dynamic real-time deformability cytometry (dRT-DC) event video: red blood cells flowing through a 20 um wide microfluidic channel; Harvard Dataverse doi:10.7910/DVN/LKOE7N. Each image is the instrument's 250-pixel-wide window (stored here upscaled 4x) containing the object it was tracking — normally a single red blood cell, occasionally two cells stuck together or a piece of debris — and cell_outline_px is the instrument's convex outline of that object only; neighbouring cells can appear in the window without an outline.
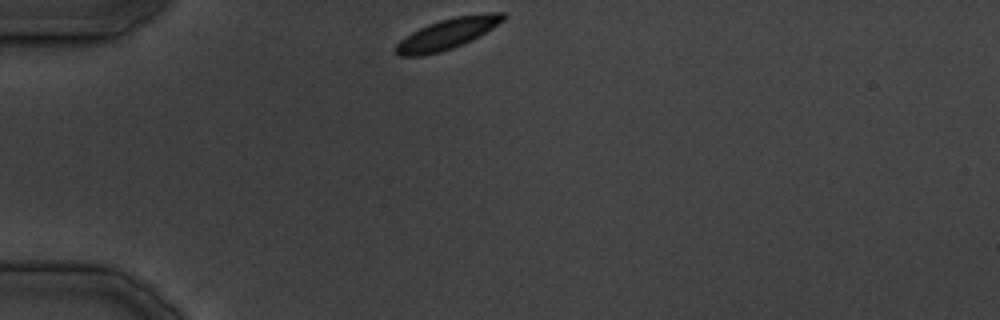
{"species": "common noctule bat (a hibernating species)", "species_latin": "Nyctalus noctula", "temperature_condition": "cold", "stored_images_in_passage": 25, "camera_frame_rate_fps": 3000, "um_per_image_px": 0.085, "animal": {"sex": "male", "body_mass_g": 19.5, "forearm_length_mm": 54.6}, "frame": {"image": 1, "passage_image": 1, "time_ms": 0.0, "image_size_px": [1000, 320], "cell_outline_px": [[508, 16], [504, 20], [492, 28], [472, 40], [464, 44], [440, 52], [420, 56], [400, 56], [396, 52], [396, 44], [400, 40], [412, 32], [428, 24], [440, 20], [456, 16], [492, 12], [504, 12]], "centroid_in_image_um": [38.06, 2.86], "position_along_channel_um": 46.9, "area_um2": 19.07}}
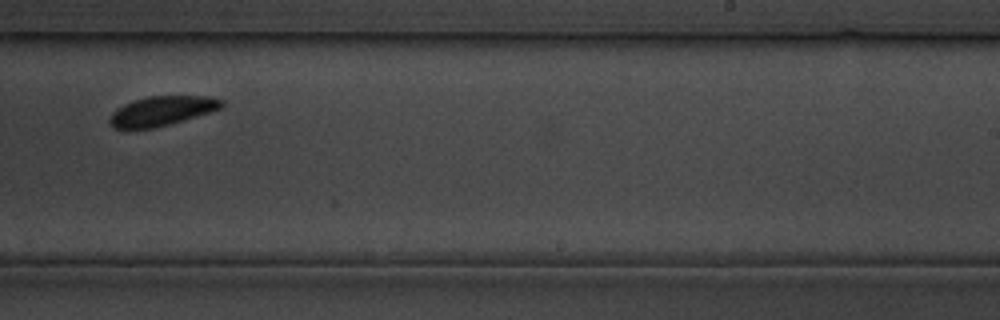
{"frame": {"image": 2, "passage_image": 16, "time_ms": 18.0, "image_size_px": [1000, 320], "cell_outline_px": [[224, 104], [220, 108], [208, 112], [168, 124], [152, 128], [116, 128], [108, 120], [112, 112], [116, 108], [124, 104], [148, 96], [208, 96], [224, 100]], "centroid_in_image_um": [13.74, 9.41], "position_along_channel_um": 275.3, "area_um2": 18.79}}
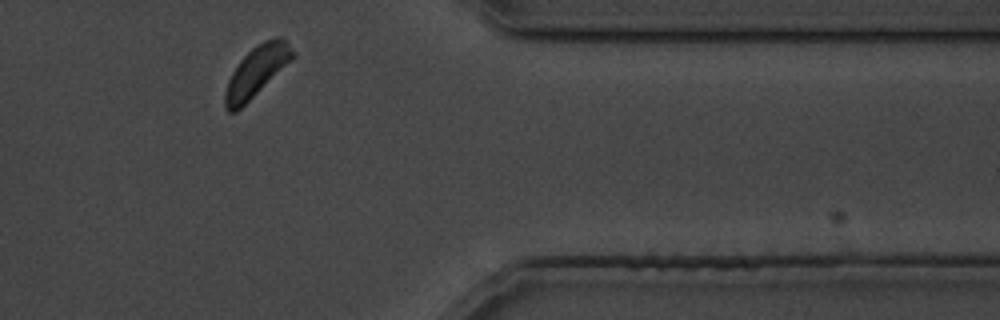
{"frame": {"image": 3, "passage_image": 23, "time_ms": 27.0, "image_size_px": [1000, 320], "cell_outline_px": [[296, 56], [236, 112], [228, 112], [224, 108], [224, 96], [228, 80], [232, 72], [240, 60], [256, 44], [264, 40], [276, 36], [280, 36], [296, 52]], "centroid_in_image_um": [21.8, 6.05], "position_along_channel_um": 389.6, "area_um2": 19.65}}